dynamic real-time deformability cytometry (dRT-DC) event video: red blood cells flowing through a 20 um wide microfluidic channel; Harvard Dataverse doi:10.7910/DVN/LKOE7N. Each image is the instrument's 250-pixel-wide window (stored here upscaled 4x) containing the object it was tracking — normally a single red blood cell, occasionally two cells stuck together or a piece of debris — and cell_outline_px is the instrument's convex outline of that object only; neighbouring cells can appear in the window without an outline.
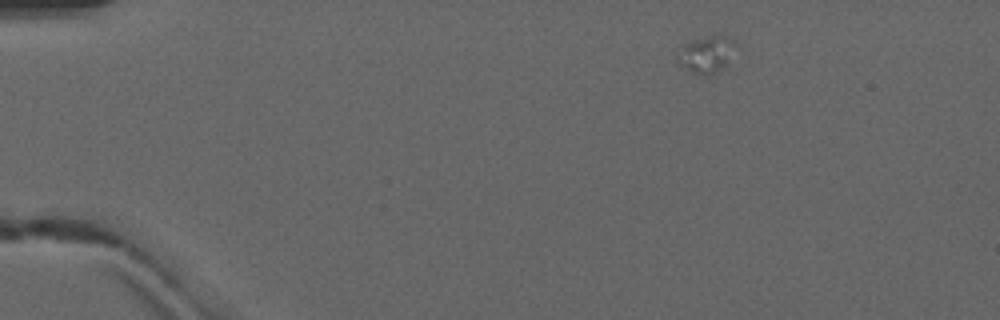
{"species": "common noctule bat (a hibernating species)", "species_latin": "Nyctalus noctula", "temperature_condition": "warm", "stored_images_in_passage": 2, "camera_frame_rate_fps": 3000, "um_per_image_px": 0.085, "animal": {"sex": "male", "forearm_length_mm": 52.5}, "frame": {"image": 1, "passage_image": 2, "time_ms": 1.333, "image_size_px": [1000, 320], "cell_outline_px": [[740, 48], [728, 64], [716, 72], [692, 72], [680, 64], [676, 60], [680, 44], [712, 36], [728, 36]], "centroid_in_image_um": [60.11, 4.58], "position_along_channel_um": 24.9, "area_um2": 12.37}}